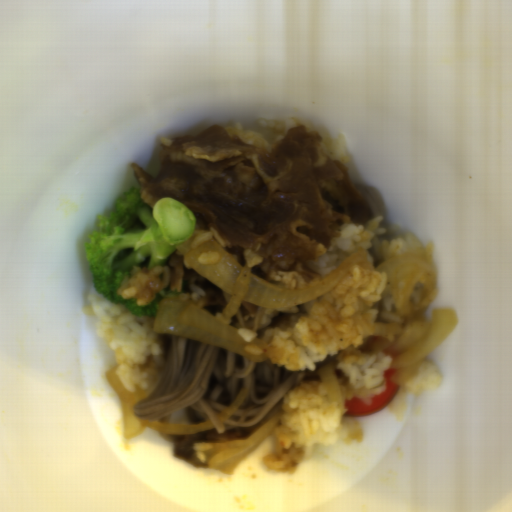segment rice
<instances>
[{"mask_svg": "<svg viewBox=\"0 0 512 512\" xmlns=\"http://www.w3.org/2000/svg\"><path fill=\"white\" fill-rule=\"evenodd\" d=\"M213 444L214 443L194 442V445H193L194 453L196 454V456L200 462L205 463L207 457H206L204 451H208Z\"/></svg>", "mask_w": 512, "mask_h": 512, "instance_id": "rice-6", "label": "rice"}, {"mask_svg": "<svg viewBox=\"0 0 512 512\" xmlns=\"http://www.w3.org/2000/svg\"><path fill=\"white\" fill-rule=\"evenodd\" d=\"M194 234H199L192 242V247H197L209 239H213V232L204 229H195Z\"/></svg>", "mask_w": 512, "mask_h": 512, "instance_id": "rice-7", "label": "rice"}, {"mask_svg": "<svg viewBox=\"0 0 512 512\" xmlns=\"http://www.w3.org/2000/svg\"><path fill=\"white\" fill-rule=\"evenodd\" d=\"M170 284L169 265H157L152 269L134 266L116 293L125 299H135L138 306H147L158 292Z\"/></svg>", "mask_w": 512, "mask_h": 512, "instance_id": "rice-3", "label": "rice"}, {"mask_svg": "<svg viewBox=\"0 0 512 512\" xmlns=\"http://www.w3.org/2000/svg\"><path fill=\"white\" fill-rule=\"evenodd\" d=\"M220 255L218 254V252H214V251H207V252H202L199 257H198V261L199 263H201L202 265H210V264H213V263H216L217 261L220 260Z\"/></svg>", "mask_w": 512, "mask_h": 512, "instance_id": "rice-8", "label": "rice"}, {"mask_svg": "<svg viewBox=\"0 0 512 512\" xmlns=\"http://www.w3.org/2000/svg\"><path fill=\"white\" fill-rule=\"evenodd\" d=\"M383 218L342 225L341 235L331 240L327 253L311 261L310 269L323 279L358 249H364L366 257L326 294L302 303L307 314L295 326L274 327L276 334L264 347L245 346V352L265 354L270 364L294 372L314 371L317 362L336 354V369L349 377L341 383L334 373L340 401L329 400L323 379L302 381L284 395L280 424L273 431L274 451L262 459L269 471L294 474L318 446L361 443L358 419L345 416V402L357 397L371 404L386 391L385 375L393 359L374 349L377 335H370L368 329L376 321L404 320L391 293L381 296L387 275L375 269L390 258L424 247L410 233L399 234L398 222L383 226Z\"/></svg>", "mask_w": 512, "mask_h": 512, "instance_id": "rice-1", "label": "rice"}, {"mask_svg": "<svg viewBox=\"0 0 512 512\" xmlns=\"http://www.w3.org/2000/svg\"><path fill=\"white\" fill-rule=\"evenodd\" d=\"M83 307L87 316H96L97 338H102L113 352L116 376L123 388L146 395L159 383L166 358L162 333L153 327L157 316H136L124 304H112L93 285Z\"/></svg>", "mask_w": 512, "mask_h": 512, "instance_id": "rice-2", "label": "rice"}, {"mask_svg": "<svg viewBox=\"0 0 512 512\" xmlns=\"http://www.w3.org/2000/svg\"><path fill=\"white\" fill-rule=\"evenodd\" d=\"M188 286L191 292L181 293L178 296L170 297V300L188 302L189 300H199L200 297L206 294L203 288L195 283L194 279H190Z\"/></svg>", "mask_w": 512, "mask_h": 512, "instance_id": "rice-5", "label": "rice"}, {"mask_svg": "<svg viewBox=\"0 0 512 512\" xmlns=\"http://www.w3.org/2000/svg\"><path fill=\"white\" fill-rule=\"evenodd\" d=\"M441 381V375L436 372L433 363L423 360L417 368L416 375L409 379L407 384L403 386L408 392L418 396L422 394L423 391L438 390Z\"/></svg>", "mask_w": 512, "mask_h": 512, "instance_id": "rice-4", "label": "rice"}]
</instances>
